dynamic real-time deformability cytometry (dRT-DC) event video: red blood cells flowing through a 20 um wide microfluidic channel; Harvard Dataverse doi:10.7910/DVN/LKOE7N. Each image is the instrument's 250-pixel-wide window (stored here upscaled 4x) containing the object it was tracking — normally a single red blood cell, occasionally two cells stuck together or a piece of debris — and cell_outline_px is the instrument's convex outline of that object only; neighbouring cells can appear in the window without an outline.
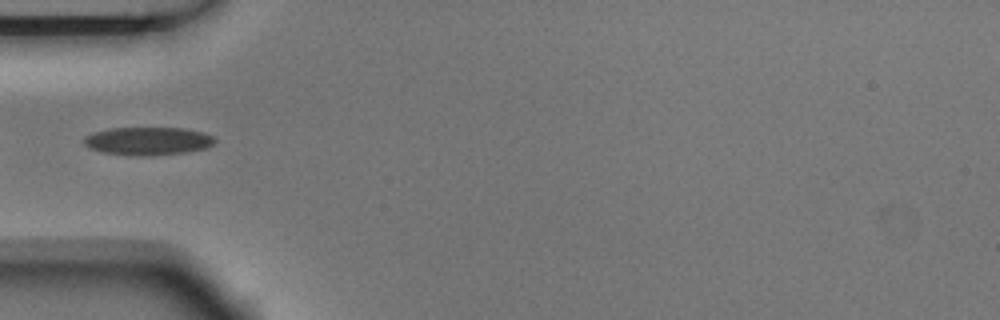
{"species": "Egyptian fruit bat (a non-hibernating species)", "species_latin": "Rousettus aegyptiacus", "temperature_condition": "room temperature", "stored_images_in_passage": 4, "camera_frame_rate_fps": 3000, "um_per_image_px": 0.085, "animal": {"sex": "male"}, "frame": {"image": 1, "passage_image": 4, "time_ms": 1.0, "image_size_px": [1000, 320], "cell_outline_px": [[216, 140], [208, 148], [188, 152], [152, 156], [132, 156], [100, 152], [88, 148], [84, 144], [84, 136], [92, 132], [112, 128], [184, 128], [204, 132], [212, 136]], "centroid_in_image_um": [12.56, 12.0], "position_along_channel_um": 72.4, "area_um2": 21.79}}